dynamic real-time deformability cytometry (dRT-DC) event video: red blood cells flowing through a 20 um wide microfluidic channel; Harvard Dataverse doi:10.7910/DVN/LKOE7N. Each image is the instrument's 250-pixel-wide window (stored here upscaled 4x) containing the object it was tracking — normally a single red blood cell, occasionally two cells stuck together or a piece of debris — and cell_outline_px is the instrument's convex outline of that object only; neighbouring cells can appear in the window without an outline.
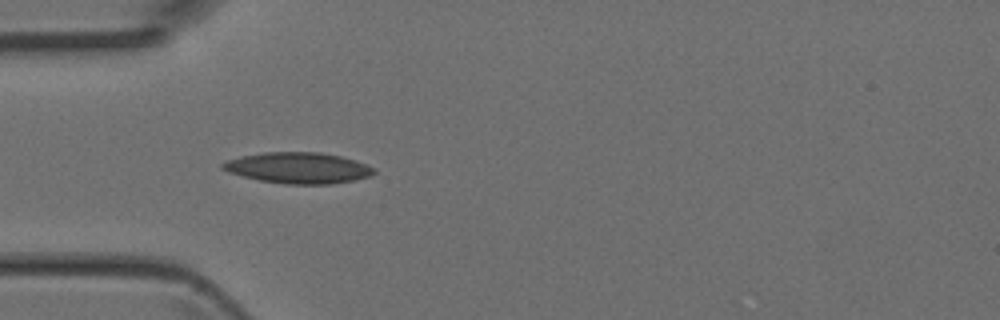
{"species": "Egyptian fruit bat (a non-hibernating species)", "species_latin": "Rousettus aegyptiacus", "temperature_condition": "room temperature", "stored_images_in_passage": 3, "camera_frame_rate_fps": 3000, "um_per_image_px": 0.085, "animal": {"sex": "female"}, "frame": {"image": 1, "passage_image": 2, "time_ms": 0.333, "image_size_px": [1000, 320], "cell_outline_px": [[376, 172], [372, 176], [332, 184], [284, 184], [260, 180], [228, 172], [220, 168], [220, 164], [228, 160], [240, 156], [264, 152], [320, 152], [340, 156], [356, 160], [368, 164], [376, 168]], "centroid_in_image_um": [25.38, 14.27], "position_along_channel_um": 59.6, "area_um2": 27.51}}
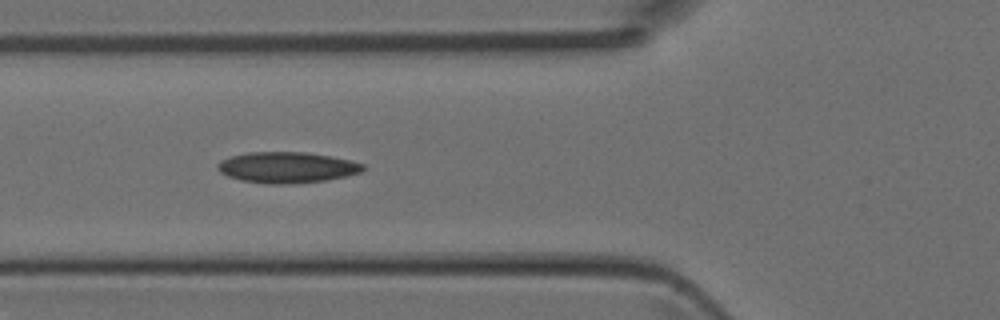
{"frame": {"image": 2, "passage_image": 3, "time_ms": 0.667, "image_size_px": [1000, 320], "cell_outline_px": [[368, 168], [360, 172], [344, 176], [324, 180], [292, 184], [268, 184], [240, 180], [228, 176], [220, 172], [216, 168], [216, 164], [220, 160], [232, 156], [248, 152], [308, 152], [352, 160], [364, 164]], "centroid_in_image_um": [24.39, 14.22], "position_along_channel_um": 101.4, "area_um2": 26.36}}